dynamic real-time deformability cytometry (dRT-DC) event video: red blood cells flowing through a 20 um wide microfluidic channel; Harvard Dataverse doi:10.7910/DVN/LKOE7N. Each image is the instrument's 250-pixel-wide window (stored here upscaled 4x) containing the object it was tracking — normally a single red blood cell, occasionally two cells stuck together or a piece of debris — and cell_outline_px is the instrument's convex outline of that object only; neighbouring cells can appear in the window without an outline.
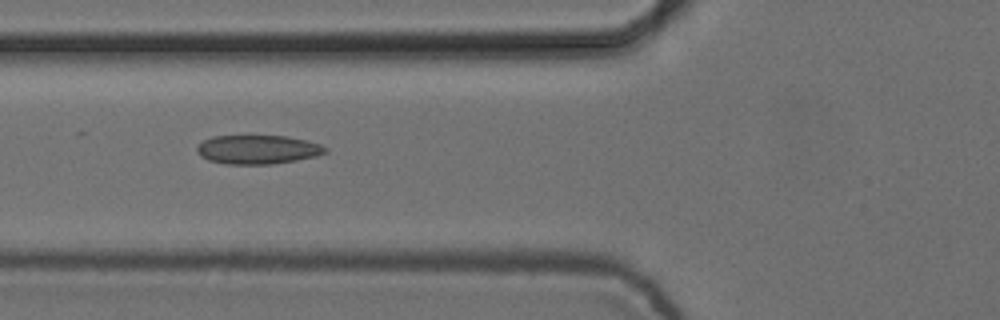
{"species": "common noctule bat (a hibernating species)", "species_latin": "Nyctalus noctula", "temperature_condition": "cold", "stored_images_in_passage": 8, "camera_frame_rate_fps": 3000, "um_per_image_px": 0.085, "animal": {"sex": "female", "body_mass_g": 24.6, "forearm_length_mm": 56.2}, "frame": {"image": 1, "passage_image": 5, "time_ms": 1.333, "image_size_px": [1000, 320], "cell_outline_px": [[328, 152], [316, 156], [296, 160], [272, 164], [224, 164], [208, 160], [200, 156], [196, 152], [196, 148], [204, 140], [212, 136], [288, 136], [308, 140], [320, 144], [328, 148]], "centroid_in_image_um": [21.92, 12.71], "position_along_channel_um": 103.9, "area_um2": 21.79}}
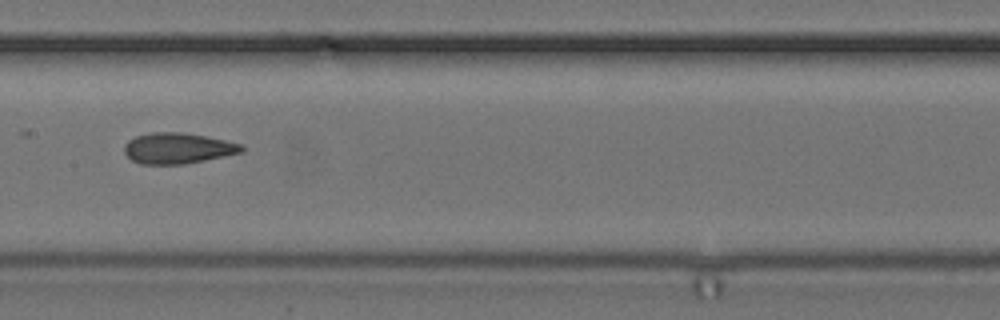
{"frame": {"image": 2, "passage_image": 7, "time_ms": 2.0, "image_size_px": [1000, 320], "cell_outline_px": [[244, 152], [184, 164], [140, 164], [132, 160], [124, 152], [124, 144], [128, 140], [136, 136], [152, 132], [180, 132], [204, 136], [224, 140], [240, 144], [244, 148]], "centroid_in_image_um": [15.08, 12.6], "position_along_channel_um": 192.3, "area_um2": 20.92}}
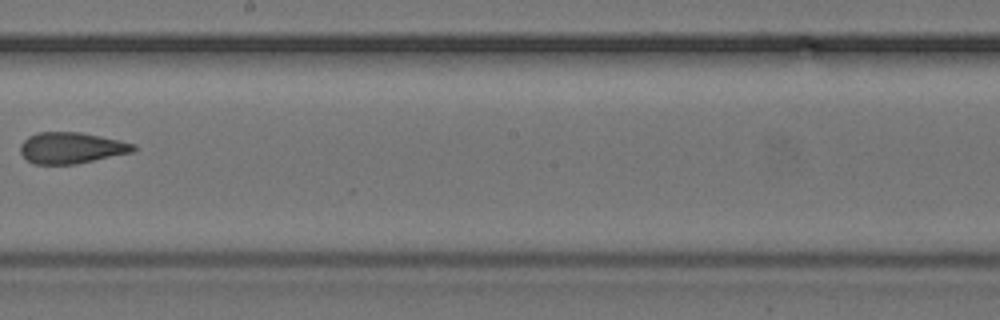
{"frame": {"image": 3, "passage_image": 8, "time_ms": 2.333, "image_size_px": [1000, 320], "cell_outline_px": [[136, 148], [132, 152], [76, 164], [32, 164], [20, 152], [20, 144], [28, 136], [36, 132], [80, 132], [120, 140], [136, 144]], "centroid_in_image_um": [6.05, 12.56], "position_along_channel_um": 242.2, "area_um2": 20.58}}